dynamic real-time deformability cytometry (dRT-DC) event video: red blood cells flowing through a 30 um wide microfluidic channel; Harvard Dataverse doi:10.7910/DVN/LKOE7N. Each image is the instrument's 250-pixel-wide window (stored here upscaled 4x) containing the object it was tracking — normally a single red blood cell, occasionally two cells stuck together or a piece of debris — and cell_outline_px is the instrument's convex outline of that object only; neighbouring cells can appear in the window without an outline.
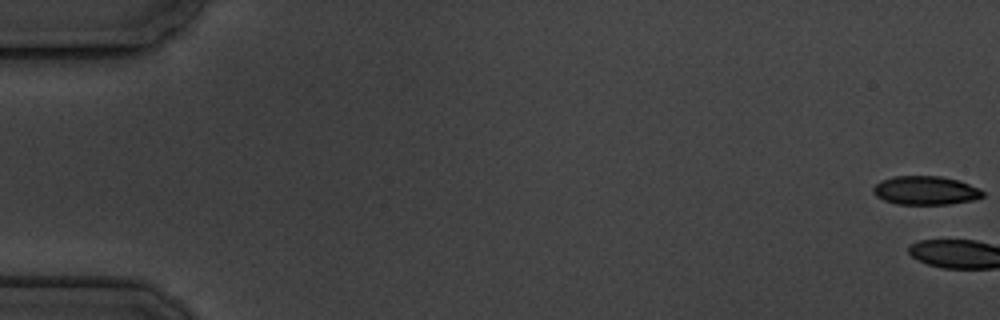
{"species": "common noctule bat (a hibernating species)", "species_latin": "Nyctalus noctula", "temperature_condition": "cold", "stored_images_in_passage": 7, "camera_frame_rate_fps": 3000, "um_per_image_px": 0.085, "animal": {"sex": "male", "body_mass_g": 19.5, "forearm_length_mm": 54.6}, "frame": {"image": 1, "passage_image": 1, "time_ms": 0.0, "image_size_px": [1000, 320], "cell_outline_px": [[984, 196], [972, 200], [948, 204], [896, 204], [884, 200], [876, 196], [872, 192], [872, 188], [880, 180], [892, 176], [940, 176], [956, 180], [980, 188], [984, 192]], "centroid_in_image_um": [78.63, 16.18], "position_along_channel_um": 6.4, "area_um2": 18.32}}